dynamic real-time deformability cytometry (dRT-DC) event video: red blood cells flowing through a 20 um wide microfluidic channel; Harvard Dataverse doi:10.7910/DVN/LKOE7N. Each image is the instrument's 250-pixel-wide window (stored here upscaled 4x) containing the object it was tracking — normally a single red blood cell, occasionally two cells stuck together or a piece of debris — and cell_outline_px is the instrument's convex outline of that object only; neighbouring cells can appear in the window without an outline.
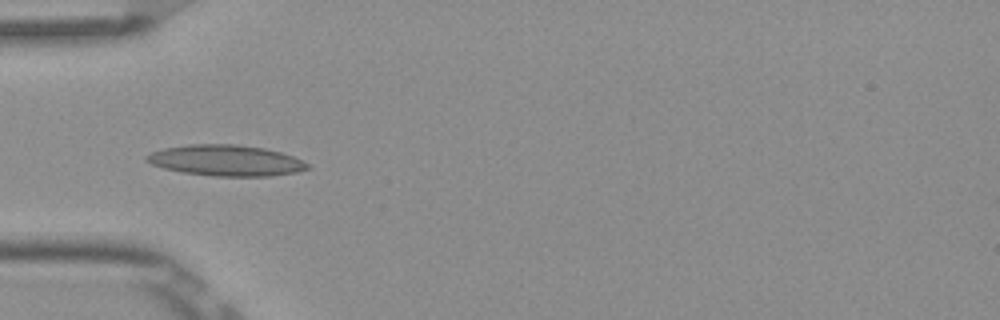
{"species": "Egyptian fruit bat (a non-hibernating species)", "species_latin": "Rousettus aegyptiacus", "temperature_condition": "room temperature", "stored_images_in_passage": 7, "camera_frame_rate_fps": 3000, "um_per_image_px": 0.085, "frame": {"image": 1, "passage_image": 4, "time_ms": 1.0, "image_size_px": [1000, 320], "cell_outline_px": [[308, 168], [296, 172], [272, 176], [216, 176], [184, 172], [164, 168], [152, 164], [144, 160], [144, 156], [152, 152], [164, 148], [188, 144], [236, 144], [264, 148], [280, 152], [292, 156], [308, 164]], "centroid_in_image_um": [19.17, 13.63], "position_along_channel_um": 65.8, "area_um2": 28.78}}
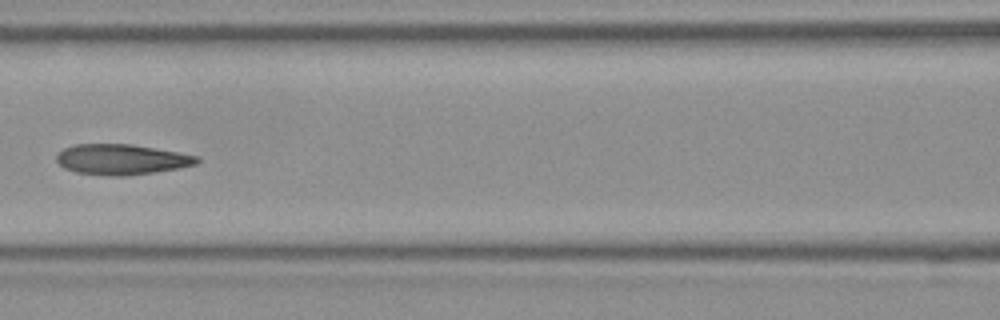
{"frame": {"image": 2, "passage_image": 6, "time_ms": 1.667, "image_size_px": [1000, 320], "cell_outline_px": [[200, 160], [196, 164], [180, 168], [152, 172], [120, 176], [112, 176], [76, 172], [64, 168], [56, 160], [56, 156], [64, 148], [72, 144], [132, 144], [180, 152], [200, 156]], "centroid_in_image_um": [10.35, 13.54], "position_along_channel_um": 156.3, "area_um2": 24.91}}
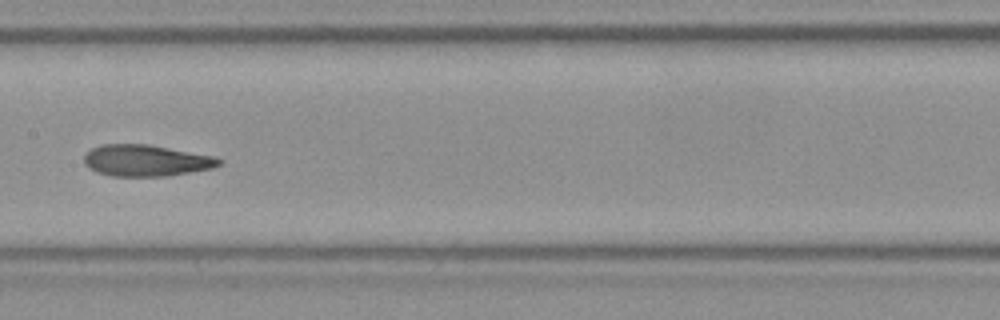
{"frame": {"image": 3, "passage_image": 7, "time_ms": 2.0, "image_size_px": [1000, 320], "cell_outline_px": [[224, 160], [220, 164], [212, 168], [168, 176], [112, 176], [96, 172], [88, 168], [84, 164], [84, 156], [92, 148], [100, 144], [148, 144], [216, 156]], "centroid_in_image_um": [12.42, 13.64], "position_along_channel_um": 195.0, "area_um2": 24.91}}